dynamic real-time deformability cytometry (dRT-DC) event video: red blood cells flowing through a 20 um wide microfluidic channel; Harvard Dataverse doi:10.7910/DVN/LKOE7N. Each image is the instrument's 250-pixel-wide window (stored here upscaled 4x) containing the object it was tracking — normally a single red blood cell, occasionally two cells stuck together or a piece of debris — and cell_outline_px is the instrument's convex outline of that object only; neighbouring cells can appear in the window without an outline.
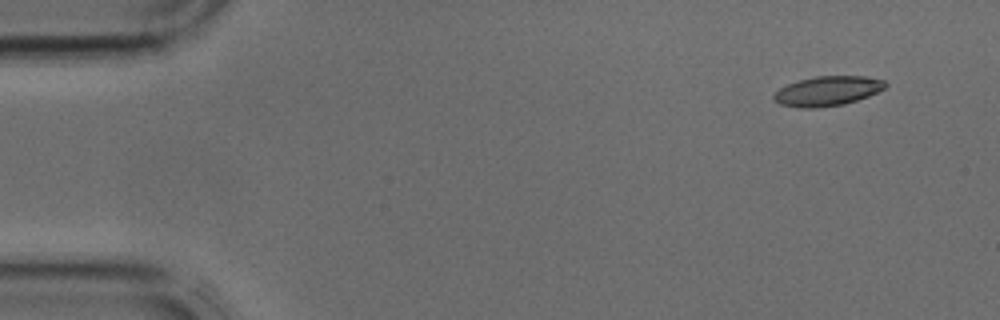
{"species": "common noctule bat (a hibernating species)", "species_latin": "Nyctalus noctula", "temperature_condition": "cold", "stored_images_in_passage": 40, "camera_frame_rate_fps": 3000, "um_per_image_px": 0.085, "animal": {"sex": "male", "body_mass_g": 17.9, "forearm_length_mm": 54.2}, "frame": {"image": 1, "passage_image": 1, "time_ms": 0.0, "image_size_px": [1000, 320], "cell_outline_px": [[888, 84], [884, 88], [868, 96], [844, 104], [812, 108], [804, 108], [780, 104], [772, 96], [780, 88], [788, 84], [800, 80], [816, 76], [864, 76], [884, 80]], "centroid_in_image_um": [70.35, 7.73], "position_along_channel_um": 14.6, "area_um2": 18.96}}
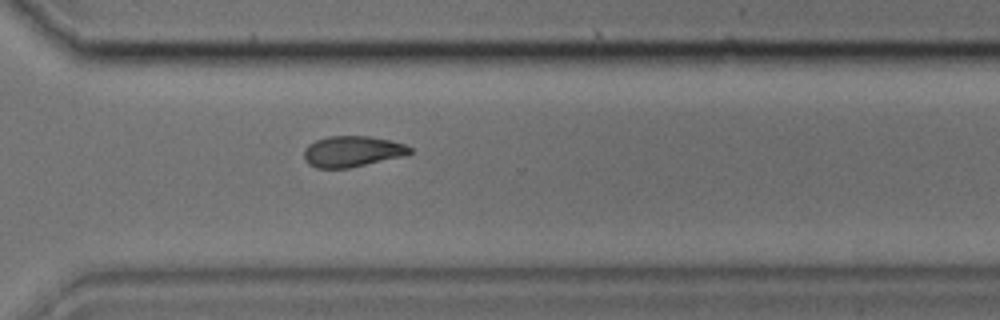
{"frame": {"image": 2, "passage_image": 28, "time_ms": 9.0, "image_size_px": [1000, 320], "cell_outline_px": [[412, 152], [408, 156], [348, 168], [316, 168], [308, 164], [304, 160], [304, 148], [308, 144], [316, 140], [328, 136], [368, 136], [388, 140], [404, 144], [412, 148]], "centroid_in_image_um": [29.95, 12.88], "position_along_channel_um": 340.7, "area_um2": 19.31}}
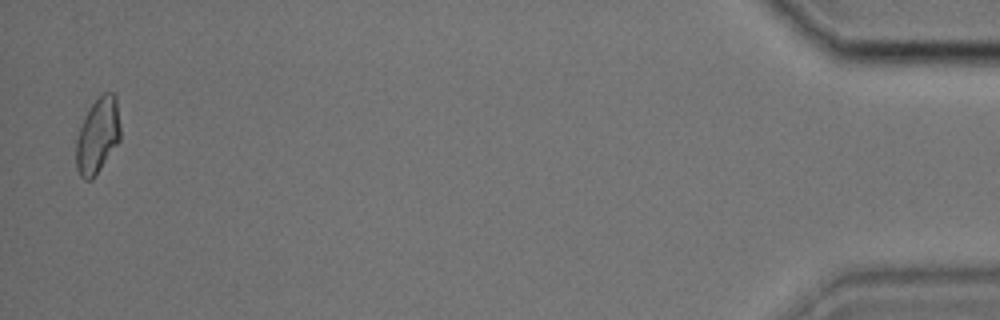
{"frame": {"image": 3, "passage_image": 39, "time_ms": 12.667, "image_size_px": [1000, 320], "cell_outline_px": [[120, 140], [92, 180], [84, 180], [80, 176], [76, 168], [76, 140], [80, 128], [92, 104], [104, 92], [112, 92], [116, 96], [120, 124]], "centroid_in_image_um": [8.31, 11.55], "position_along_channel_um": 426.9, "area_um2": 19.25}}